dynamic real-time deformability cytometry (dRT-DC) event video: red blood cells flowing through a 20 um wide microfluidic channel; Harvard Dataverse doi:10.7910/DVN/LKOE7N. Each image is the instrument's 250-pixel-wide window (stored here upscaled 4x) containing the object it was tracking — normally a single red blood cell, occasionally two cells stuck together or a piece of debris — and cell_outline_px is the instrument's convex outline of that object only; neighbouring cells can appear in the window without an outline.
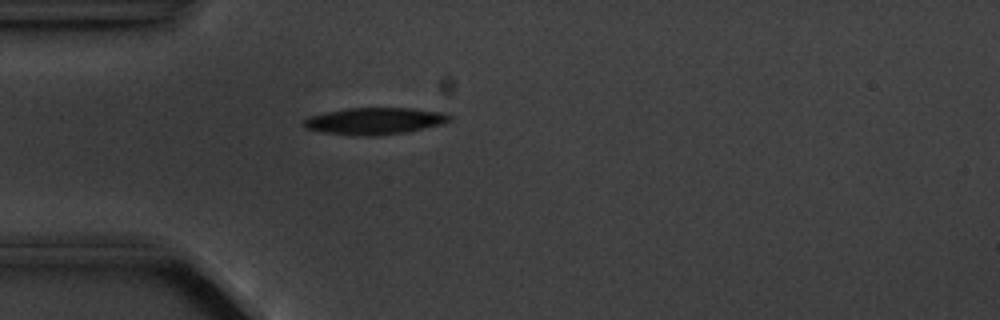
{"species": "common noctule bat (a hibernating species)", "species_latin": "Nyctalus noctula", "temperature_condition": "cold", "stored_images_in_passage": 4, "camera_frame_rate_fps": 3000, "um_per_image_px": 0.085, "animal": {"sex": "male", "body_mass_g": 20.1, "forearm_length_mm": 53.5}, "frame": {"image": 1, "passage_image": 4, "time_ms": 3.667, "image_size_px": [1000, 320], "cell_outline_px": [[452, 120], [440, 124], [408, 132], [372, 136], [364, 136], [320, 132], [304, 128], [304, 120], [308, 116], [348, 108], [412, 108], [444, 112], [452, 116]], "centroid_in_image_um": [31.86, 10.28], "position_along_channel_um": 53.1, "area_um2": 22.77}}